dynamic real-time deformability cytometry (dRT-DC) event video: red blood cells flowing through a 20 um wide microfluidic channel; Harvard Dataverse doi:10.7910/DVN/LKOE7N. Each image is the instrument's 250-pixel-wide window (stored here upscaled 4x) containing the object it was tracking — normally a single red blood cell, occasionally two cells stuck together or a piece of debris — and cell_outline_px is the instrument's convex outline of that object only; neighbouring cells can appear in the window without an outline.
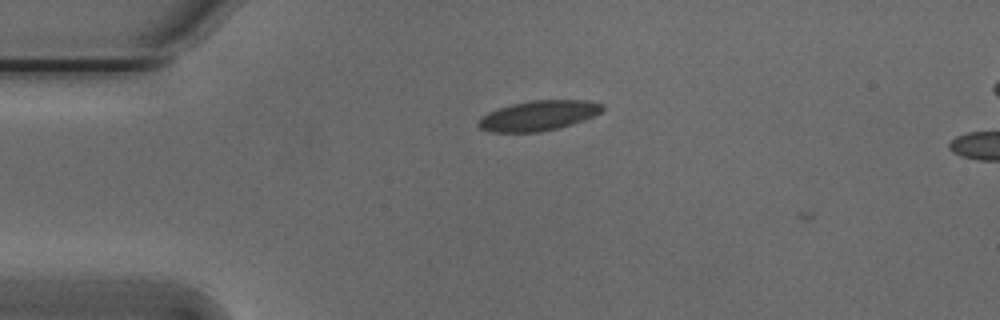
{"species": "Egyptian fruit bat (a non-hibernating species)", "species_latin": "Rousettus aegyptiacus", "temperature_condition": "cold", "stored_images_in_passage": 8, "camera_frame_rate_fps": 3000, "um_per_image_px": 0.085, "animal": {"sex": "male"}, "frame": {"image": 1, "passage_image": 7, "time_ms": 2.0, "image_size_px": [1000, 320], "cell_outline_px": [[604, 108], [600, 112], [584, 120], [572, 124], [540, 132], [488, 132], [480, 128], [476, 124], [480, 116], [488, 112], [512, 104], [532, 100], [588, 100], [604, 104]], "centroid_in_image_um": [45.74, 9.83], "position_along_channel_um": 39.3, "area_um2": 21.73}}